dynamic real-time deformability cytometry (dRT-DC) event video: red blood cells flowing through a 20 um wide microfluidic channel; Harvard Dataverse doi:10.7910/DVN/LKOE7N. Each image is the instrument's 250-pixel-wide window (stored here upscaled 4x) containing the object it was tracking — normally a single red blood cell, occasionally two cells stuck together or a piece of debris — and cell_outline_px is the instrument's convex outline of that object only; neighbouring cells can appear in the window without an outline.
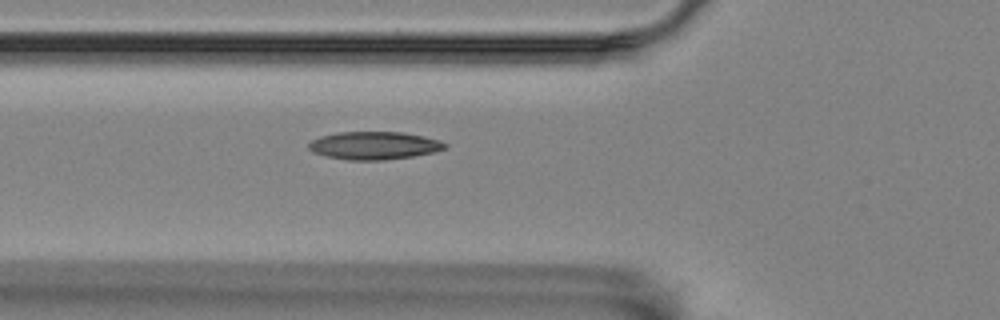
{"species": "Egyptian fruit bat (a non-hibernating species)", "species_latin": "Rousettus aegyptiacus", "temperature_condition": "room temperature", "stored_images_in_passage": 39, "camera_frame_rate_fps": 3000, "um_per_image_px": 0.085, "animal": {"sex": "female"}, "frame": {"image": 1, "passage_image": 3, "time_ms": 0.667, "image_size_px": [1000, 320], "cell_outline_px": [[448, 144], [444, 148], [432, 152], [412, 156], [384, 160], [348, 160], [324, 156], [312, 152], [308, 148], [308, 144], [312, 140], [320, 136], [336, 132], [404, 132], [424, 136], [440, 140]], "centroid_in_image_um": [31.76, 12.36], "position_along_channel_um": 94.0, "area_um2": 22.2}}
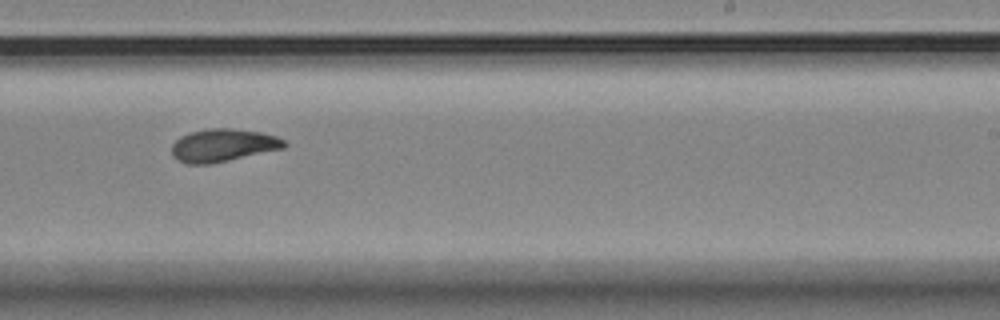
{"frame": {"image": 2, "passage_image": 18, "time_ms": 5.667, "image_size_px": [1000, 320], "cell_outline_px": [[288, 144], [284, 148], [212, 164], [184, 164], [176, 160], [172, 156], [172, 144], [180, 136], [192, 132], [208, 128], [236, 128], [260, 132], [276, 136], [284, 140]], "centroid_in_image_um": [18.94, 12.35], "position_along_channel_um": 270.1, "area_um2": 21.73}}
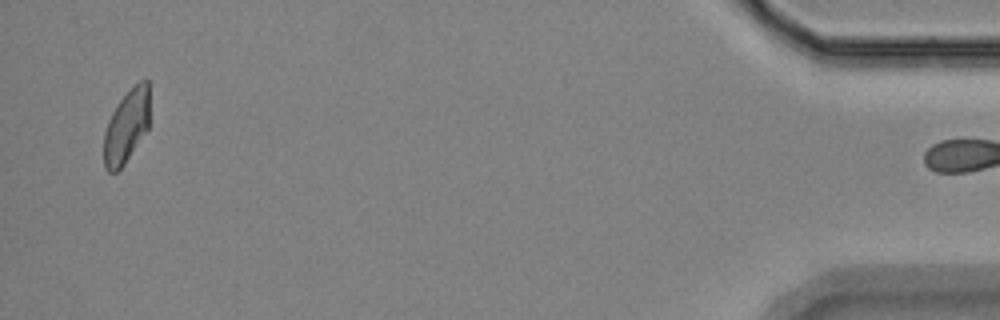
{"frame": {"image": 3, "passage_image": 38, "time_ms": 12.333, "image_size_px": [1000, 320], "cell_outline_px": [[148, 128], [124, 164], [116, 172], [108, 172], [104, 168], [104, 132], [108, 120], [116, 104], [132, 84], [140, 80], [148, 80]], "centroid_in_image_um": [10.72, 10.71], "position_along_channel_um": 424.5, "area_um2": 19.54}}